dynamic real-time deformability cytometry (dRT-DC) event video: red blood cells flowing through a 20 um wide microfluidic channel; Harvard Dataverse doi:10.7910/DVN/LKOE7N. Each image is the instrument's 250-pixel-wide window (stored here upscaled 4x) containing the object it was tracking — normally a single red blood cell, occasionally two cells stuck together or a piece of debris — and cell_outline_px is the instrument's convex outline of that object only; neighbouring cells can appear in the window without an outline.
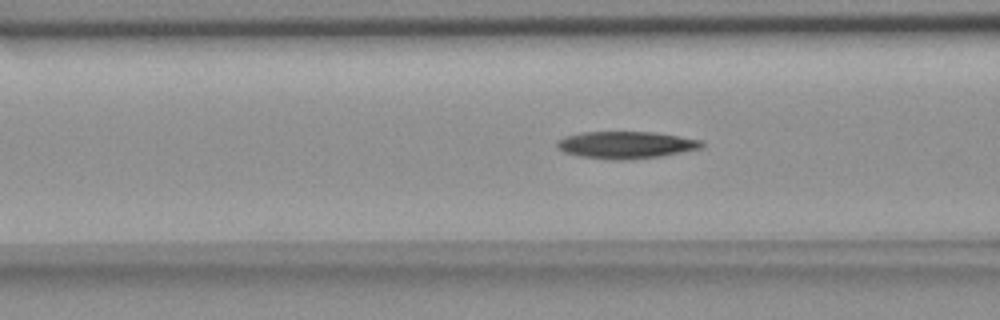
{"species": "common noctule bat (a hibernating species)", "species_latin": "Nyctalus noctula", "temperature_condition": "room temperature", "stored_images_in_passage": 47, "camera_frame_rate_fps": 3000, "um_per_image_px": 0.085, "animal": {"sex": "female", "body_mass_g": 18.4}, "frame": {"image": 1, "passage_image": 20, "time_ms": 6.333, "image_size_px": [1000, 320], "cell_outline_px": [[704, 144], [700, 148], [660, 156], [628, 160], [604, 160], [580, 156], [564, 152], [556, 148], [556, 140], [564, 136], [580, 132], [656, 132], [700, 140]], "centroid_in_image_um": [53.11, 12.32], "position_along_channel_um": 113.5, "area_um2": 23.0}}
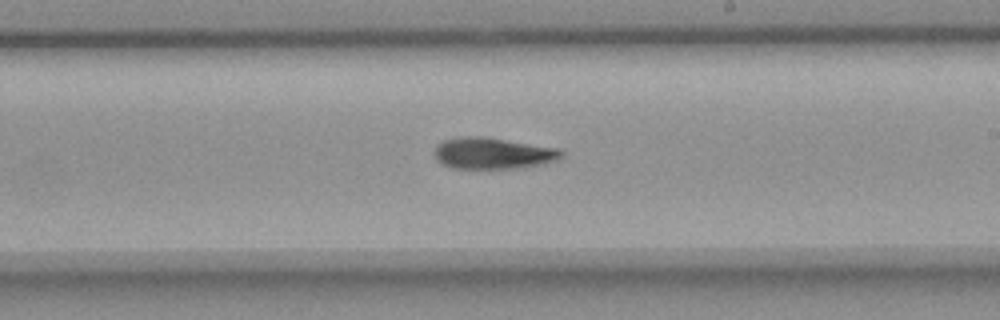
{"frame": {"image": 2, "passage_image": 31, "time_ms": 10.0, "image_size_px": [1000, 320], "cell_outline_px": [[564, 156], [556, 160], [544, 164], [524, 168], [452, 168], [436, 160], [436, 144], [444, 140], [460, 136], [484, 136], [560, 148], [564, 152]], "centroid_in_image_um": [41.95, 13.02], "position_along_channel_um": 247.0, "area_um2": 23.47}}
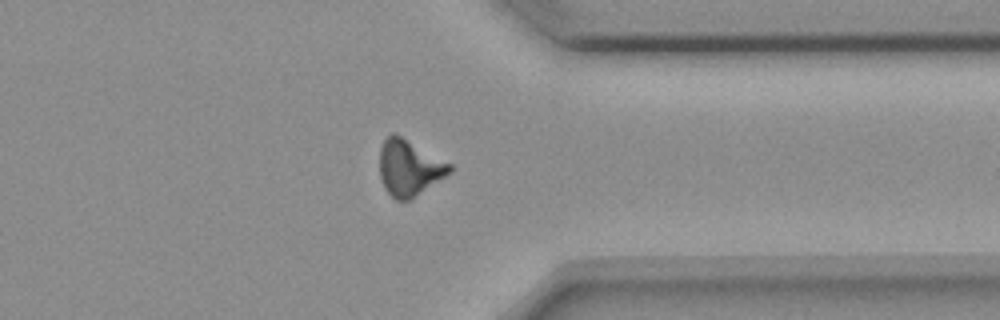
{"frame": {"image": 3, "passage_image": 42, "time_ms": 13.667, "image_size_px": [1000, 320], "cell_outline_px": [[452, 172], [408, 200], [396, 200], [384, 188], [380, 180], [380, 148], [384, 140], [392, 132], [400, 136], [452, 164]], "centroid_in_image_um": [34.77, 14.26], "position_along_channel_um": 376.6, "area_um2": 22.48}}